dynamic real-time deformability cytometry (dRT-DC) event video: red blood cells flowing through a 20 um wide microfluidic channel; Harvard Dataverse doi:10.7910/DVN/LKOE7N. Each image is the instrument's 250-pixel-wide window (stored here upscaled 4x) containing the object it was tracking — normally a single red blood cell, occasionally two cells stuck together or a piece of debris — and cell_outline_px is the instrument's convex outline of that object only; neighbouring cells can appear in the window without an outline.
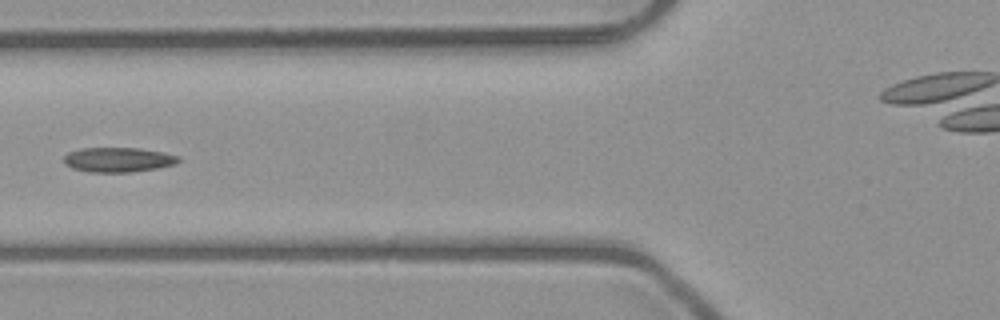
{"species": "common noctule bat (a hibernating species)", "species_latin": "Nyctalus noctula", "temperature_condition": "room temperature", "stored_images_in_passage": 6, "camera_frame_rate_fps": 3000, "um_per_image_px": 0.085, "animal": {"sex": "male", "body_mass_g": 23.1, "forearm_length_mm": 52.7}, "frame": {"image": 1, "passage_image": 5, "time_ms": 4.667, "image_size_px": [1000, 320], "cell_outline_px": [[180, 160], [176, 164], [156, 168], [132, 172], [88, 172], [72, 168], [64, 164], [64, 156], [68, 152], [80, 148], [136, 148], [164, 152], [180, 156]], "centroid_in_image_um": [10.04, 13.57], "position_along_channel_um": 115.8, "area_um2": 16.59}}
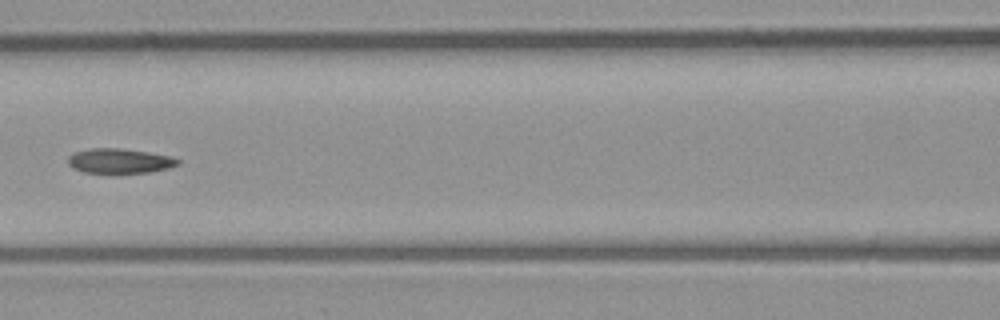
{"frame": {"image": 2, "passage_image": 6, "time_ms": 5.667, "image_size_px": [1000, 320], "cell_outline_px": [[180, 164], [168, 168], [152, 172], [84, 172], [72, 168], [68, 164], [68, 156], [76, 152], [92, 148], [120, 148], [148, 152], [172, 156], [180, 160]], "centroid_in_image_um": [10.19, 13.67], "position_along_channel_um": 156.4, "area_um2": 15.72}}